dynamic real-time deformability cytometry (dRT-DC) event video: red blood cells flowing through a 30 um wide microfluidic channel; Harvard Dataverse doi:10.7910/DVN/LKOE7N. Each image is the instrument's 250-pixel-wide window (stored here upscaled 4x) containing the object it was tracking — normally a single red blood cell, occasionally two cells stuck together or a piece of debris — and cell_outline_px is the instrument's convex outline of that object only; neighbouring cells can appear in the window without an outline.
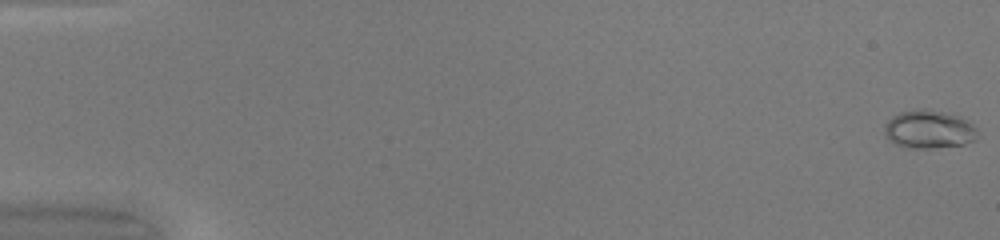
{"species": "common noctule bat (a hibernating species)", "species_latin": "Nyctalus noctula", "temperature_condition": "warm", "stored_images_in_passage": 50, "camera_frame_rate_fps": 3000, "um_per_image_px": 0.085, "animal": {"sex": "female", "body_mass_g": 20.0, "forearm_length_mm": 54.0}, "frame": {"image": 1, "passage_image": 1, "time_ms": 0.0, "image_size_px": [1000, 240], "cell_outline_px": [[980, 136], [976, 140], [964, 144], [932, 148], [904, 148], [892, 144], [888, 140], [884, 132], [884, 124], [892, 116], [900, 112], [920, 108], [924, 108], [944, 112], [960, 116], [968, 120], [980, 132]], "centroid_in_image_um": [78.96, 11.0], "position_along_channel_um": 6.0, "area_um2": 21.33}}
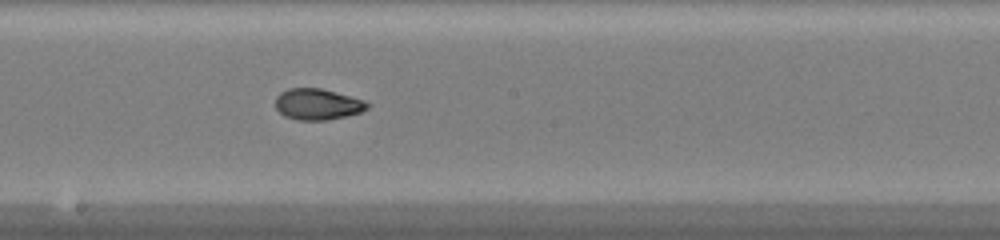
{"frame": {"image": 2, "passage_image": 29, "time_ms": 9.333, "image_size_px": [1000, 240], "cell_outline_px": [[372, 104], [368, 108], [360, 112], [328, 120], [296, 120], [284, 116], [276, 108], [276, 96], [280, 92], [288, 88], [320, 88], [364, 100]], "centroid_in_image_um": [26.98, 8.86], "position_along_channel_um": 221.2, "area_um2": 16.65}}
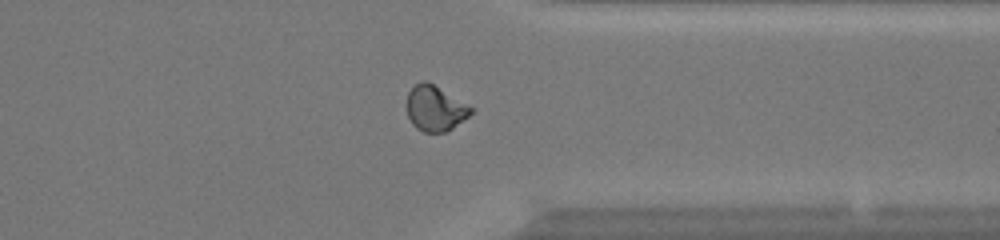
{"frame": {"image": 3, "passage_image": 40, "time_ms": 13.0, "image_size_px": [1000, 240], "cell_outline_px": [[472, 112], [468, 116], [452, 128], [444, 132], [424, 132], [416, 128], [412, 124], [408, 116], [408, 92], [420, 80], [428, 80], [472, 108]], "centroid_in_image_um": [36.96, 9.2], "position_along_channel_um": 374.4, "area_um2": 16.65}, "authors_computed_cell_mechanics": {"area_um2": 17.0799, "velocity_mm_per_s": 4.2403, "shape_relaxation_time_tau1_ms": 10.1076, "shape_relaxation_time_tau2_ms": 1.2819, "deformation_change_tau1": 0.2545, "deformation_change_tau2": 0.0568}}